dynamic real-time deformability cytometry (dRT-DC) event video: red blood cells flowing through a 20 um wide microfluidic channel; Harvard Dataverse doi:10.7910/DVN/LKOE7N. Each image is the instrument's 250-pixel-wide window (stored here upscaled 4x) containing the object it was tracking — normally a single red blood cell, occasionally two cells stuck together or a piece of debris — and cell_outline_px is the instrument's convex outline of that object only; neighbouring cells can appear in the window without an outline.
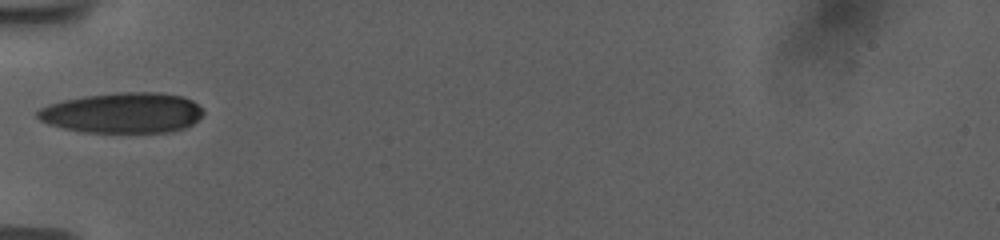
{"species": "human", "species_latin": "Homo sapiens", "temperature_condition": "room temperature", "stored_images_in_passage": 36, "camera_frame_rate_fps": 3000, "um_per_image_px": 0.085, "donor": {"sex": "female"}, "frame": {"image": 1, "passage_image": 1, "time_ms": 0.0, "image_size_px": [1000, 240], "cell_outline_px": [[204, 112], [192, 124], [184, 128], [168, 132], [84, 132], [64, 128], [48, 124], [40, 120], [36, 116], [36, 112], [40, 108], [48, 104], [64, 100], [84, 96], [116, 92], [160, 92], [184, 96], [192, 100]], "centroid_in_image_um": [10.41, 9.58], "position_along_channel_um": 74.6, "area_um2": 39.07}}
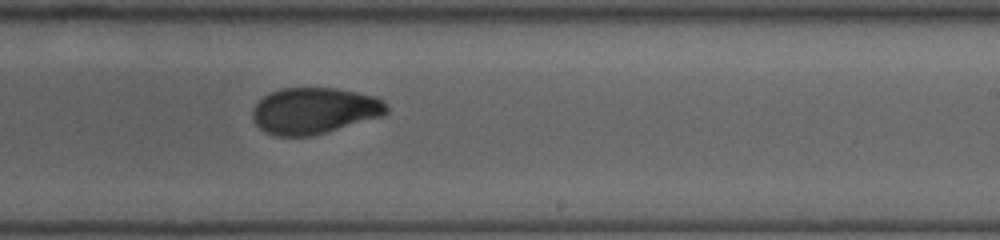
{"frame": {"image": 2, "passage_image": 16, "time_ms": 5.0, "image_size_px": [1000, 240], "cell_outline_px": [[388, 112], [384, 116], [312, 136], [276, 136], [260, 128], [256, 124], [252, 116], [252, 108], [264, 96], [280, 88], [336, 88], [376, 96], [384, 100], [388, 108]], "centroid_in_image_um": [26.75, 9.41], "position_along_channel_um": 262.2, "area_um2": 36.24}}
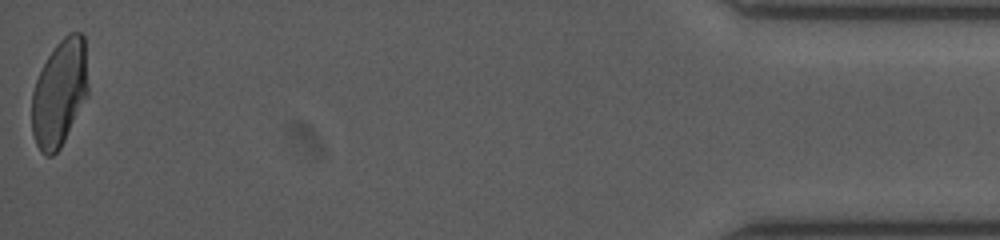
{"frame": {"image": 3, "passage_image": 36, "time_ms": 11.667, "image_size_px": [1000, 240], "cell_outline_px": [[88, 96], [60, 148], [52, 156], [48, 156], [40, 152], [36, 144], [32, 132], [32, 92], [36, 80], [48, 56], [56, 44], [68, 32], [80, 32], [84, 36], [88, 88]], "centroid_in_image_um": [5.06, 7.91], "position_along_channel_um": 430.1, "area_um2": 35.03}, "authors_computed_cell_mechanics": {"area_um2": 36.4429, "velocity_mm_per_s": 3.7431, "shape_relaxation_time_tau1_ms": 6.0479, "shape_relaxation_time_tau2_ms": 1.197, "deformation_change_tau1": 0.1717, "deformation_change_tau2": 0.0482}}